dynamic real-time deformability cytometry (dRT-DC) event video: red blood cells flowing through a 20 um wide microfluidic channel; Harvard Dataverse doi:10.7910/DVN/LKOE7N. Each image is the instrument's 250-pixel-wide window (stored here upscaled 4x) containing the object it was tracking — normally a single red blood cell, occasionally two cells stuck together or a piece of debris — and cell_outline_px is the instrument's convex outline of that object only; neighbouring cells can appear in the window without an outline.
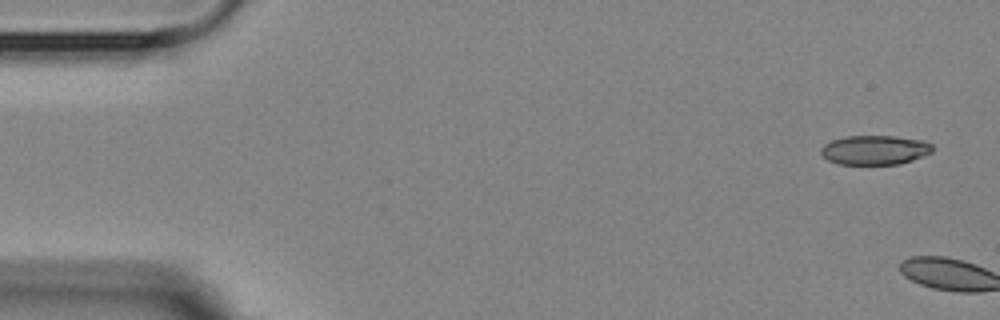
{"species": "Egyptian fruit bat (a non-hibernating species)", "species_latin": "Rousettus aegyptiacus", "temperature_condition": "room temperature", "stored_images_in_passage": 6, "camera_frame_rate_fps": 3000, "um_per_image_px": 0.085, "animal": {"sex": "female"}, "frame": {"image": 1, "passage_image": 1, "time_ms": 0.0, "image_size_px": [1000, 320], "cell_outline_px": [[932, 152], [912, 160], [900, 164], [840, 164], [828, 160], [820, 152], [820, 148], [824, 144], [832, 140], [844, 136], [896, 136], [924, 140], [932, 144]], "centroid_in_image_um": [74.36, 12.74], "position_along_channel_um": 10.6, "area_um2": 19.13}}
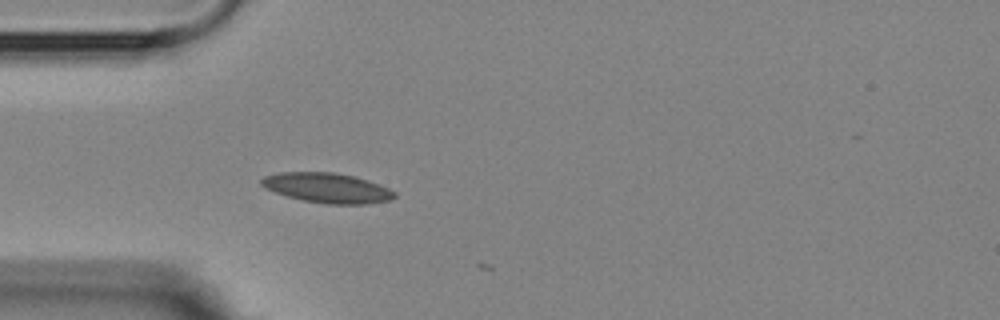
{"frame": {"image": 2, "passage_image": 6, "time_ms": 5.667, "image_size_px": [1000, 320], "cell_outline_px": [[396, 196], [388, 200], [368, 204], [328, 204], [304, 200], [288, 196], [264, 188], [260, 184], [260, 180], [264, 176], [280, 172], [332, 172], [352, 176], [368, 180], [388, 188], [396, 192]], "centroid_in_image_um": [27.8, 15.97], "position_along_channel_um": 57.2, "area_um2": 23.0}}